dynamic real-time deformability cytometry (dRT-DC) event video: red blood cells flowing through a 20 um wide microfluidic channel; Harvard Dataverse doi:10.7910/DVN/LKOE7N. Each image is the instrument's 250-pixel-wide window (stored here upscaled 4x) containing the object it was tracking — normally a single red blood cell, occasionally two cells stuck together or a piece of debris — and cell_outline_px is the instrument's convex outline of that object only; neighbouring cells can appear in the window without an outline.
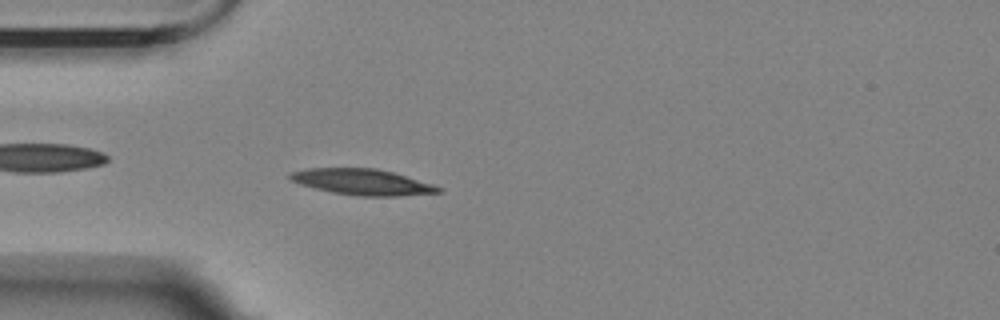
{"species": "Egyptian fruit bat (a non-hibernating species)", "species_latin": "Rousettus aegyptiacus", "temperature_condition": "room temperature", "stored_images_in_passage": 4, "camera_frame_rate_fps": 3000, "um_per_image_px": 0.085, "animal": {"sex": "female"}, "frame": {"image": 1, "passage_image": 1, "time_ms": 0.0, "image_size_px": [1000, 320], "cell_outline_px": [[444, 192], [400, 196], [360, 196], [332, 192], [300, 184], [292, 180], [288, 176], [292, 172], [308, 168], [376, 168], [392, 172], [432, 184], [444, 188]], "centroid_in_image_um": [30.84, 15.47], "position_along_channel_um": 54.2, "area_um2": 22.25}}